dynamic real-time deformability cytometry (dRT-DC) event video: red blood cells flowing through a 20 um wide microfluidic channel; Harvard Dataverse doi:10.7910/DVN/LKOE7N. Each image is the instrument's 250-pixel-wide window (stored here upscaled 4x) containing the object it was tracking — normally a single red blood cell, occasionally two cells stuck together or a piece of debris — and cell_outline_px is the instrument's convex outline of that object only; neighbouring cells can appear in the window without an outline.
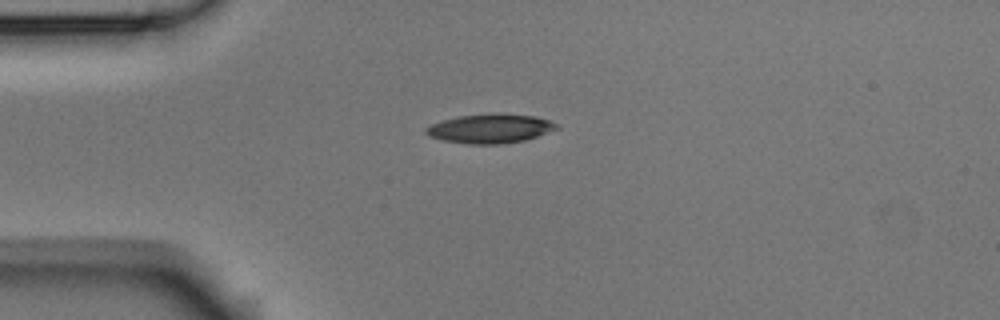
{"species": "Egyptian fruit bat (a non-hibernating species)", "species_latin": "Rousettus aegyptiacus", "temperature_condition": "room temperature", "stored_images_in_passage": 4, "camera_frame_rate_fps": 3000, "um_per_image_px": 0.085, "animal": {"sex": "male"}, "frame": {"image": 1, "passage_image": 1, "time_ms": 0.0, "image_size_px": [1000, 320], "cell_outline_px": [[560, 128], [524, 140], [500, 144], [468, 144], [444, 140], [428, 136], [424, 132], [424, 128], [432, 124], [444, 120], [460, 116], [492, 112], [500, 112], [536, 116], [548, 120], [556, 124]], "centroid_in_image_um": [41.66, 10.91], "position_along_channel_um": 43.3, "area_um2": 22.31}}
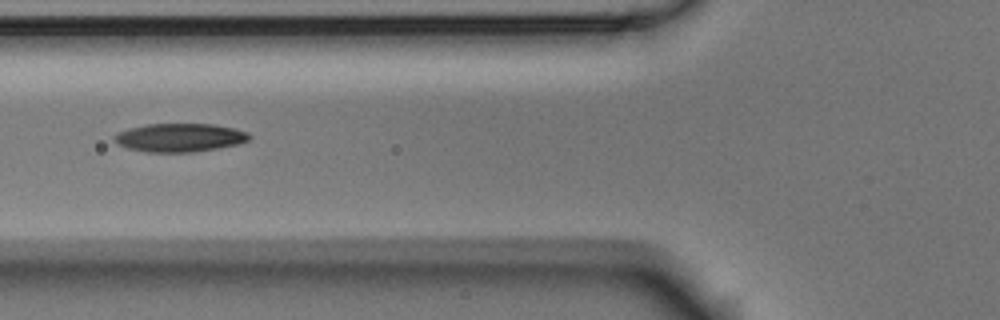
{"frame": {"image": 2, "passage_image": 3, "time_ms": 0.667, "image_size_px": [1000, 320], "cell_outline_px": [[252, 136], [248, 140], [236, 144], [216, 148], [192, 152], [148, 152], [128, 148], [112, 140], [112, 136], [128, 128], [148, 124], [212, 124], [236, 128], [248, 132]], "centroid_in_image_um": [15.28, 11.69], "position_along_channel_um": 110.5, "area_um2": 22.25}}
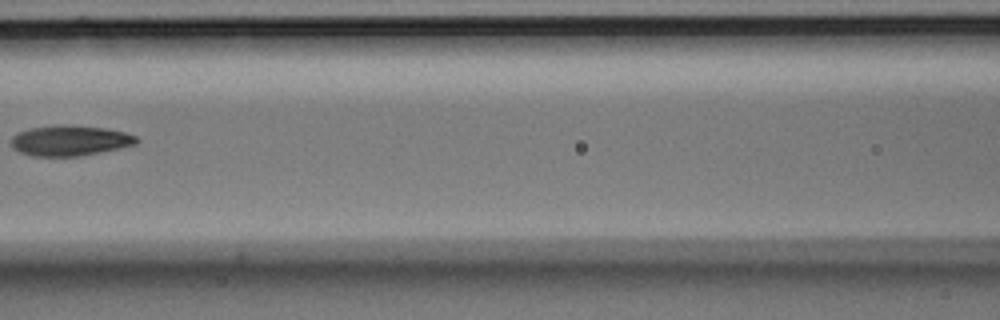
{"frame": {"image": 3, "passage_image": 4, "time_ms": 1.0, "image_size_px": [1000, 320], "cell_outline_px": [[140, 140], [136, 144], [120, 148], [80, 156], [32, 156], [20, 152], [12, 148], [12, 136], [28, 128], [56, 124], [64, 124], [104, 128], [124, 132], [136, 136]], "centroid_in_image_um": [5.94, 11.94], "position_along_channel_um": 160.7, "area_um2": 22.31}}